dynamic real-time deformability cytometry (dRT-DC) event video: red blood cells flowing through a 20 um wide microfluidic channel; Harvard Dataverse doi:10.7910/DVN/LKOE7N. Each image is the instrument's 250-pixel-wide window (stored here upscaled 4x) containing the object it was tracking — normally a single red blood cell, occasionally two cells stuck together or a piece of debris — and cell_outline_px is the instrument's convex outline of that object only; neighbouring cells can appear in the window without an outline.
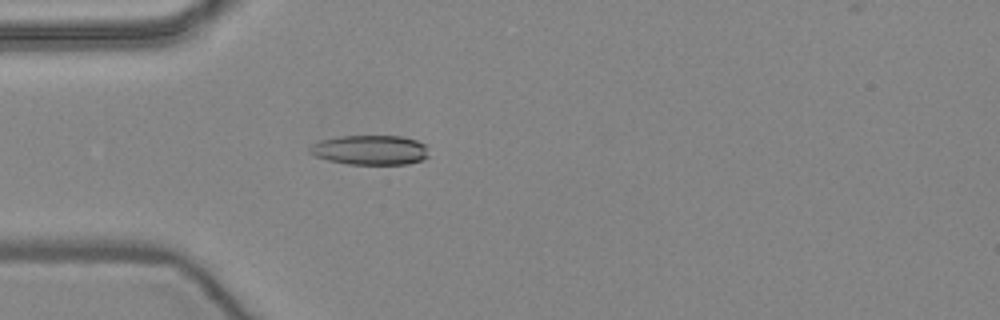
{"species": "common noctule bat (a hibernating species)", "species_latin": "Nyctalus noctula", "temperature_condition": "warm", "stored_images_in_passage": 52, "camera_frame_rate_fps": 3000, "um_per_image_px": 0.085, "animal": {"sex": "female", "body_mass_g": 24.6, "forearm_length_mm": 56.2}, "frame": {"image": 1, "passage_image": 15, "time_ms": 4.667, "image_size_px": [1000, 320], "cell_outline_px": [[428, 156], [424, 160], [408, 164], [348, 164], [328, 160], [316, 156], [308, 152], [308, 148], [312, 144], [320, 140], [340, 136], [400, 136], [416, 140], [424, 144]], "centroid_in_image_um": [31.44, 12.75], "position_along_channel_um": 53.6, "area_um2": 20.58}}
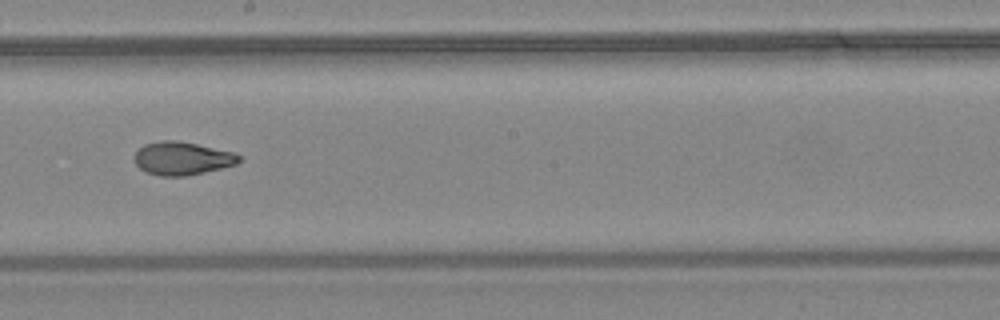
{"frame": {"image": 2, "passage_image": 29, "time_ms": 9.333, "image_size_px": [1000, 320], "cell_outline_px": [[240, 160], [236, 164], [204, 172], [184, 176], [160, 176], [144, 172], [136, 164], [132, 156], [144, 144], [160, 140], [176, 140], [236, 152], [240, 156]], "centroid_in_image_um": [15.45, 13.46], "position_along_channel_um": 232.8, "area_um2": 20.29}}
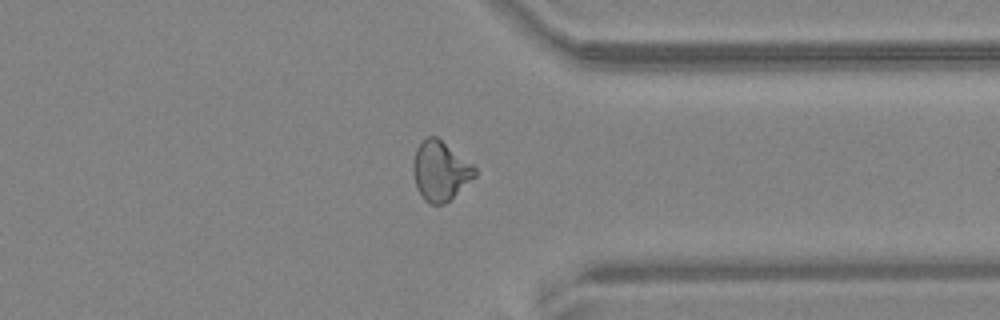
{"frame": {"image": 3, "passage_image": 40, "time_ms": 13.0, "image_size_px": [1000, 320], "cell_outline_px": [[476, 176], [444, 204], [432, 204], [424, 200], [416, 188], [412, 172], [412, 164], [416, 148], [428, 136], [436, 136], [472, 164], [476, 168]], "centroid_in_image_um": [37.4, 14.53], "position_along_channel_um": 374.0, "area_um2": 21.21}, "authors_computed_cell_mechanics": {"area_um2": 20.7502, "velocity_mm_per_s": 3.974, "shape_relaxation_time_tau1_ms": 11.1038, "shape_relaxation_time_tau2_ms": 1.5868, "deformation_change_tau1": 0.2898, "deformation_change_tau2": 0.0717}}